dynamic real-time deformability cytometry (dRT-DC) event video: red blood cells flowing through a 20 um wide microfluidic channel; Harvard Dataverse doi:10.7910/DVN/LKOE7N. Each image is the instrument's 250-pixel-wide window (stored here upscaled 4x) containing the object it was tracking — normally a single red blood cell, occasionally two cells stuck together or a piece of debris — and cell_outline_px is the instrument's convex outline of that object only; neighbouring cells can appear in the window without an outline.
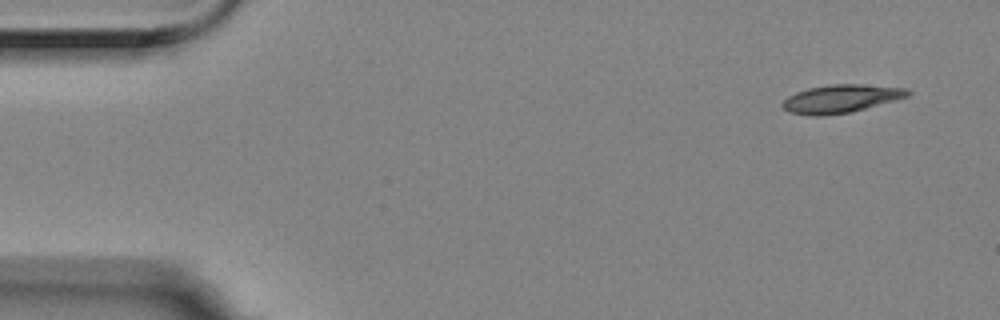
{"species": "Egyptian fruit bat (a non-hibernating species)", "species_latin": "Rousettus aegyptiacus", "temperature_condition": "room temperature", "stored_images_in_passage": 8, "camera_frame_rate_fps": 3000, "um_per_image_px": 0.085, "animal": {"sex": "female"}, "frame": {"image": 1, "passage_image": 1, "time_ms": 0.0, "image_size_px": [1000, 320], "cell_outline_px": [[912, 92], [908, 96], [896, 100], [852, 112], [820, 116], [812, 116], [788, 112], [780, 104], [788, 96], [796, 92], [808, 88], [832, 84], [860, 84], [908, 88]], "centroid_in_image_um": [71.48, 8.39], "position_along_channel_um": 13.5, "area_um2": 20.63}}
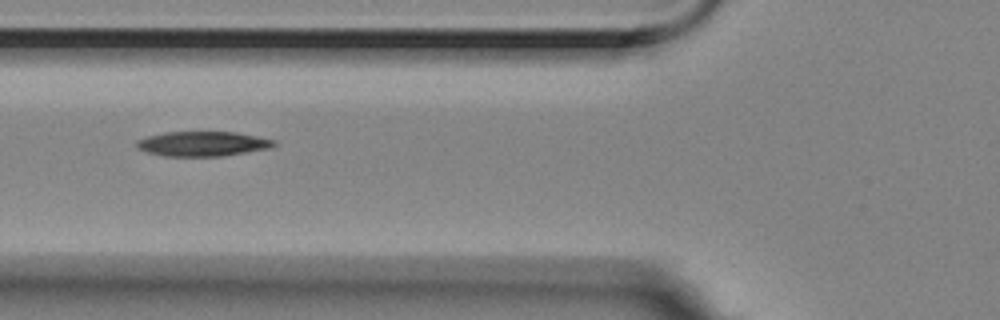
{"frame": {"image": 2, "passage_image": 6, "time_ms": 1.667, "image_size_px": [1000, 320], "cell_outline_px": [[276, 144], [272, 148], [224, 156], [164, 156], [148, 152], [136, 148], [136, 140], [148, 136], [164, 132], [236, 132], [276, 140]], "centroid_in_image_um": [17.24, 12.22], "position_along_channel_um": 108.6, "area_um2": 19.94}}
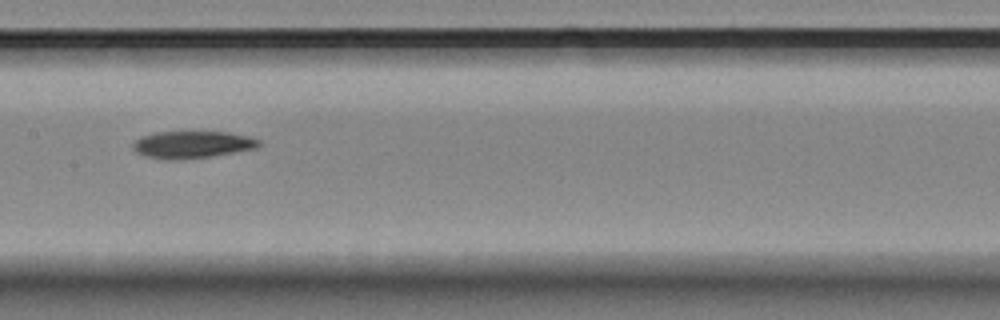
{"frame": {"image": 3, "passage_image": 8, "time_ms": 2.333, "image_size_px": [1000, 320], "cell_outline_px": [[260, 144], [256, 148], [236, 152], [212, 156], [180, 160], [168, 160], [144, 156], [136, 152], [132, 148], [132, 144], [140, 136], [156, 132], [228, 132], [248, 136], [260, 140]], "centroid_in_image_um": [16.31, 12.3], "position_along_channel_um": 191.1, "area_um2": 20.06}}